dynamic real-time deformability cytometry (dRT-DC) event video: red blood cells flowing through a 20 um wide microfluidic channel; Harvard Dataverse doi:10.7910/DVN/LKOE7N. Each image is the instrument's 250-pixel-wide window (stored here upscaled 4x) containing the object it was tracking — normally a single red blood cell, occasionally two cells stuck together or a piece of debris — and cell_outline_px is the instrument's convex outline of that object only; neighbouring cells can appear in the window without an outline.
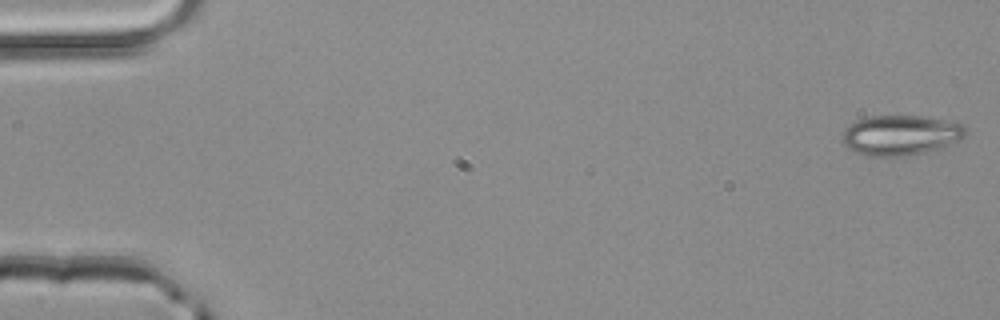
{"species": "common noctule bat (a hibernating species)", "species_latin": "Nyctalus noctula", "temperature_condition": "room temperature", "stored_images_in_passage": 4, "camera_frame_rate_fps": 3000, "um_per_image_px": 0.085, "animal": {"sex": "male", "body_mass_g": 20.4}, "frame": {"image": 1, "passage_image": 1, "time_ms": 0.0, "image_size_px": [1000, 320], "cell_outline_px": [[968, 132], [964, 136], [940, 148], [924, 152], [904, 156], [868, 156], [856, 152], [848, 148], [844, 144], [844, 128], [856, 120], [872, 116], [920, 116], [944, 120], [964, 124]], "centroid_in_image_um": [76.55, 11.48], "position_along_channel_um": 8.5, "area_um2": 28.5}}